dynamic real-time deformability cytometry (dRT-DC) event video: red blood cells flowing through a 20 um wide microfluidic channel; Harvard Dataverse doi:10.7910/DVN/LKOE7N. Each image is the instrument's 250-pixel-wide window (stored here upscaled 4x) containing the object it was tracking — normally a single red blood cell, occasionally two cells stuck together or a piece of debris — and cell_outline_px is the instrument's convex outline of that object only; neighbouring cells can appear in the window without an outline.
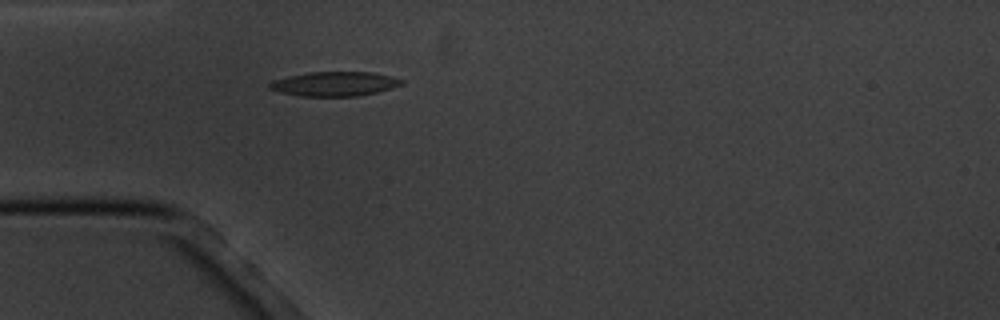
{"species": "common noctule bat (a hibernating species)", "species_latin": "Nyctalus noctula", "temperature_condition": "cold", "stored_images_in_passage": 5, "camera_frame_rate_fps": 3000, "um_per_image_px": 0.085, "animal": {"sex": "male", "body_mass_g": 20.1, "forearm_length_mm": 53.5}, "frame": {"image": 1, "passage_image": 5, "time_ms": 5.667, "image_size_px": [1000, 320], "cell_outline_px": [[404, 84], [392, 88], [360, 96], [300, 96], [280, 92], [268, 88], [268, 84], [272, 80], [288, 76], [308, 72], [372, 72], [404, 80]], "centroid_in_image_um": [28.42, 7.13], "position_along_channel_um": 56.6, "area_um2": 18.79}}